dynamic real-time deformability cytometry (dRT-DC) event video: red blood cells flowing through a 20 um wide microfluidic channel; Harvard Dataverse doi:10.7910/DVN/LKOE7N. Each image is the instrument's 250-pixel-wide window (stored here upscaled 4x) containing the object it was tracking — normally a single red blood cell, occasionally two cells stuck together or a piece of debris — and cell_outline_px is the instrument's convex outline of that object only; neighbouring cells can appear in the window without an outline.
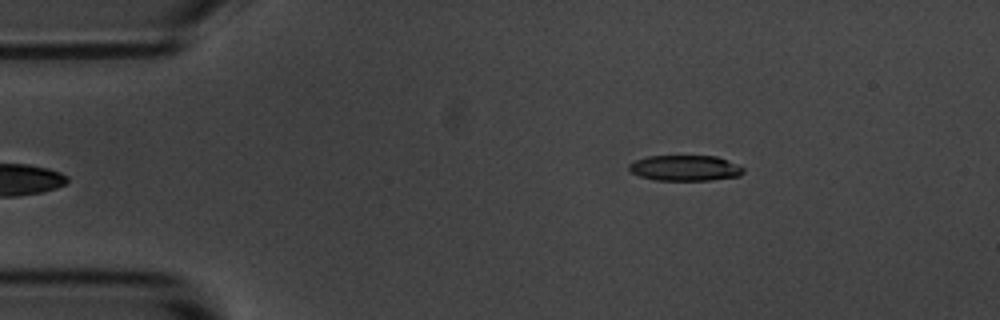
{"species": "common noctule bat (a hibernating species)", "species_latin": "Nyctalus noctula", "temperature_condition": "room temperature", "stored_images_in_passage": 5, "camera_frame_rate_fps": 3000, "um_per_image_px": 0.085, "animal": {"sex": "male", "body_mass_g": 20.1, "forearm_length_mm": 53.5}, "frame": {"image": 1, "passage_image": 5, "time_ms": 5.333, "image_size_px": [1000, 320], "cell_outline_px": [[744, 172], [740, 176], [712, 180], [656, 180], [640, 176], [632, 172], [628, 168], [628, 164], [636, 160], [648, 156], [716, 156], [740, 164], [744, 168]], "centroid_in_image_um": [58.28, 14.28], "position_along_channel_um": 26.7, "area_um2": 17.17}}